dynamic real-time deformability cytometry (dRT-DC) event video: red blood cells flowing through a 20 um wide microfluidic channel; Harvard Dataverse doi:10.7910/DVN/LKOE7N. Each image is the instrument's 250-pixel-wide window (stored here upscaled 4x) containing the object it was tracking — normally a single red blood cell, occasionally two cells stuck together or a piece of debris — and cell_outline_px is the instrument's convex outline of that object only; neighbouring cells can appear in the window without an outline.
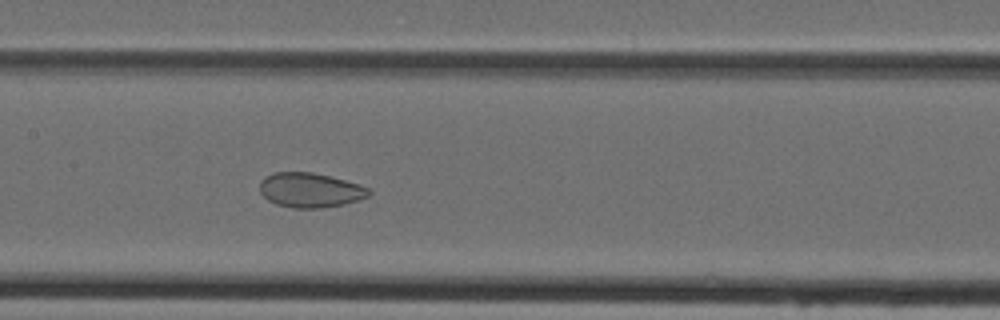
{"species": "Egyptian fruit bat (a non-hibernating species)", "species_latin": "Rousettus aegyptiacus", "temperature_condition": "cold", "stored_images_in_passage": 45, "camera_frame_rate_fps": 3000, "um_per_image_px": 0.085, "animal": {"sex": "female"}, "frame": {"image": 1, "passage_image": 21, "time_ms": 6.667, "image_size_px": [1000, 320], "cell_outline_px": [[372, 192], [368, 196], [344, 204], [320, 208], [292, 208], [276, 204], [268, 200], [260, 192], [260, 180], [264, 176], [272, 172], [312, 172], [360, 184], [368, 188]], "centroid_in_image_um": [26.33, 16.15], "position_along_channel_um": 181.1, "area_um2": 22.02}}
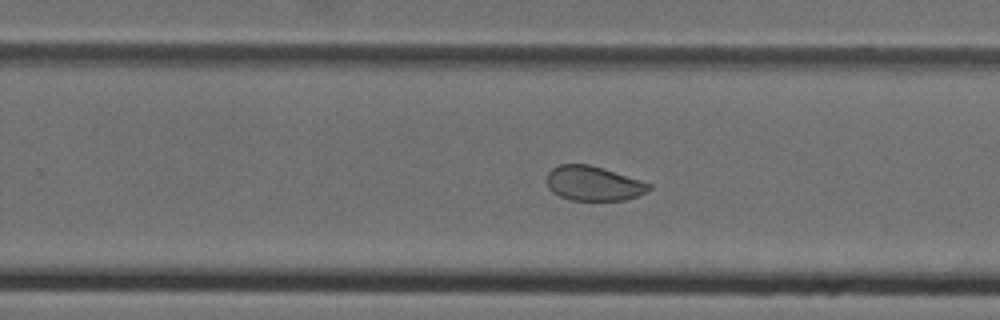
{"frame": {"image": 2, "passage_image": 28, "time_ms": 9.0, "image_size_px": [1000, 320], "cell_outline_px": [[652, 188], [648, 192], [624, 200], [572, 200], [560, 196], [552, 192], [548, 188], [548, 172], [552, 168], [560, 164], [588, 164], [604, 168], [652, 184]], "centroid_in_image_um": [50.46, 15.59], "position_along_channel_um": 279.3, "area_um2": 20.58}}
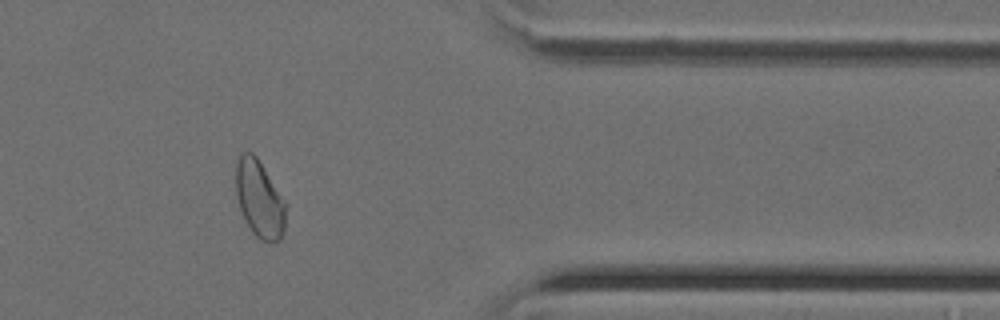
{"frame": {"image": 3, "passage_image": 37, "time_ms": 12.0, "image_size_px": [1000, 320], "cell_outline_px": [[288, 204], [284, 232], [280, 240], [268, 244], [260, 240], [252, 232], [240, 208], [236, 196], [236, 164], [240, 152], [252, 152], [256, 156]], "centroid_in_image_um": [22.09, 16.94], "position_along_channel_um": 389.3, "area_um2": 22.83}}